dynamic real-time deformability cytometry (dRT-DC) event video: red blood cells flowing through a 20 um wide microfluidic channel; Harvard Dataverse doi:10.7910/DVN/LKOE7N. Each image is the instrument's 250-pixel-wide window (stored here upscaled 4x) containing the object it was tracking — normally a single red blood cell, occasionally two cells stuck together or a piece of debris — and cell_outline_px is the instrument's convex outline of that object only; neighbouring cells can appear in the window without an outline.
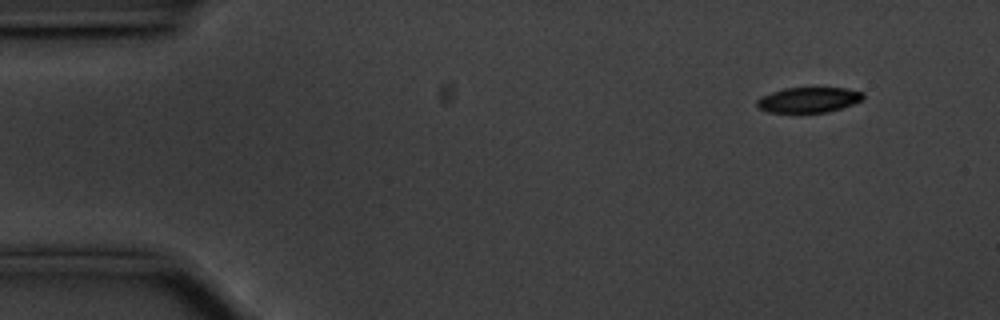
{"species": "common noctule bat (a hibernating species)", "species_latin": "Nyctalus noctula", "temperature_condition": "cold", "stored_images_in_passage": 53, "camera_frame_rate_fps": 3000, "um_per_image_px": 0.085, "animal": {"sex": "male", "body_mass_g": 20.1, "forearm_length_mm": 53.5}, "frame": {"image": 1, "passage_image": 2, "time_ms": 0.333, "image_size_px": [1000, 320], "cell_outline_px": [[864, 96], [860, 100], [852, 104], [828, 112], [768, 112], [756, 108], [756, 100], [760, 96], [784, 88], [844, 88], [864, 92]], "centroid_in_image_um": [68.67, 8.48], "position_along_channel_um": 16.3, "area_um2": 15.61}}
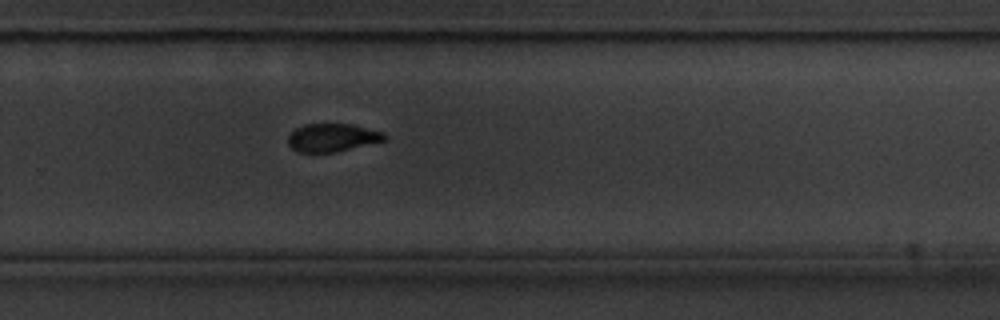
{"frame": {"image": 2, "passage_image": 34, "time_ms": 11.0, "image_size_px": [1000, 320], "cell_outline_px": [[388, 140], [336, 152], [296, 152], [288, 144], [288, 136], [296, 128], [304, 124], [352, 124], [384, 132], [388, 136]], "centroid_in_image_um": [28.29, 11.7], "position_along_channel_um": 301.5, "area_um2": 15.95}}
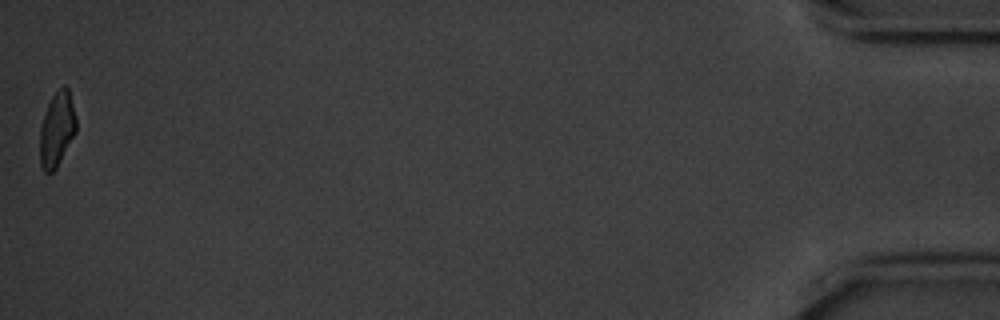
{"frame": {"image": 3, "passage_image": 53, "time_ms": 17.333, "image_size_px": [1000, 320], "cell_outline_px": [[76, 132], [56, 168], [52, 172], [44, 172], [40, 164], [40, 128], [48, 104], [52, 96], [64, 84], [68, 88], [76, 120]], "centroid_in_image_um": [4.83, 11.0], "position_along_channel_um": 430.4, "area_um2": 15.49}, "authors_computed_cell_mechanics": {"area_um2": 17.1666, "velocity_mm_per_s": 3.5575, "shape_relaxation_time_tau1_ms": 2.5705, "shape_relaxation_time_tau2_ms": null, "deformation_change_tau1": 0.1217, "deformation_change_tau2": null}}